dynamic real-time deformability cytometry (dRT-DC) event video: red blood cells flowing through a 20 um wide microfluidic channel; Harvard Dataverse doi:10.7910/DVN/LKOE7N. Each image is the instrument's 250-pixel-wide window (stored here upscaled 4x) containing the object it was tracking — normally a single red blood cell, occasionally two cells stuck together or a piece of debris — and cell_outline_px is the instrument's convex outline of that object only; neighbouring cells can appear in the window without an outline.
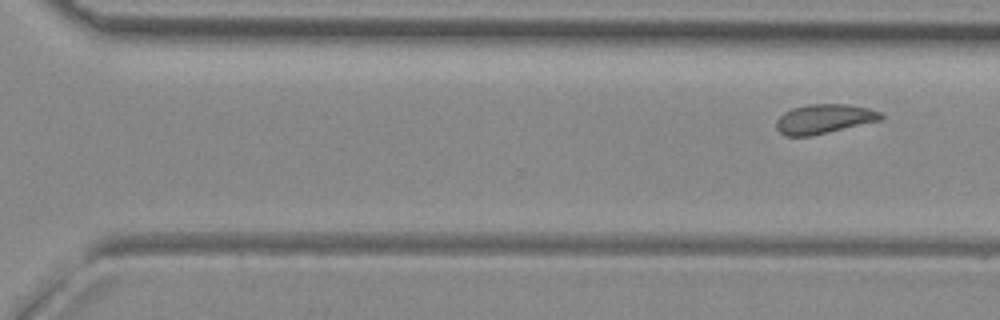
{"species": "common noctule bat (a hibernating species)", "species_latin": "Nyctalus noctula", "temperature_condition": "room temperature", "stored_images_in_passage": 10, "segment_of_instrument_passage": [2, 2], "camera_frame_rate_fps": 3000, "um_per_image_px": 0.085, "animal": {"sex": "female", "body_mass_g": 29.2, "forearm_length_mm": 56.3}, "frame": {"image": 1, "passage_image": 10, "time_ms": 3.0, "image_size_px": [1000, 320], "cell_outline_px": [[884, 116], [880, 120], [828, 132], [808, 136], [784, 136], [776, 128], [776, 120], [784, 112], [792, 108], [808, 104], [848, 104], [868, 108], [880, 112]], "centroid_in_image_um": [70.01, 10.1], "position_along_channel_um": 300.6, "area_um2": 17.8}}